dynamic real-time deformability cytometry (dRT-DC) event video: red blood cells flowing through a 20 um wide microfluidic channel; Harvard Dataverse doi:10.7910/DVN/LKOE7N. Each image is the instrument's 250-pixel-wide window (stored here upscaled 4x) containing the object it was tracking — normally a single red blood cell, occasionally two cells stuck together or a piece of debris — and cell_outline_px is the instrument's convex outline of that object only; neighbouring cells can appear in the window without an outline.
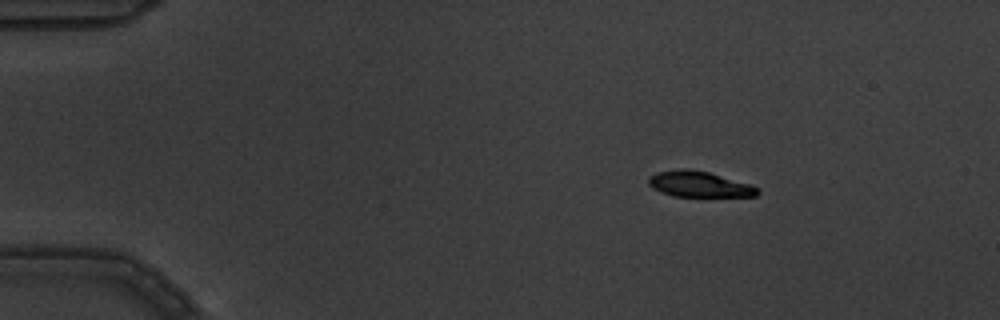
{"species": "common noctule bat (a hibernating species)", "species_latin": "Nyctalus noctula", "temperature_condition": "warm", "stored_images_in_passage": 6, "camera_frame_rate_fps": 3000, "um_per_image_px": 0.085, "animal": {"sex": "male", "body_mass_g": 19.5, "forearm_length_mm": 54.6}, "frame": {"image": 1, "passage_image": 3, "time_ms": 0.667, "image_size_px": [1000, 320], "cell_outline_px": [[760, 192], [756, 196], [672, 196], [652, 188], [648, 184], [648, 176], [656, 172], [680, 168], [688, 168], [708, 172], [748, 184], [760, 188]], "centroid_in_image_um": [59.38, 15.65], "position_along_channel_um": 25.6, "area_um2": 16.3}}